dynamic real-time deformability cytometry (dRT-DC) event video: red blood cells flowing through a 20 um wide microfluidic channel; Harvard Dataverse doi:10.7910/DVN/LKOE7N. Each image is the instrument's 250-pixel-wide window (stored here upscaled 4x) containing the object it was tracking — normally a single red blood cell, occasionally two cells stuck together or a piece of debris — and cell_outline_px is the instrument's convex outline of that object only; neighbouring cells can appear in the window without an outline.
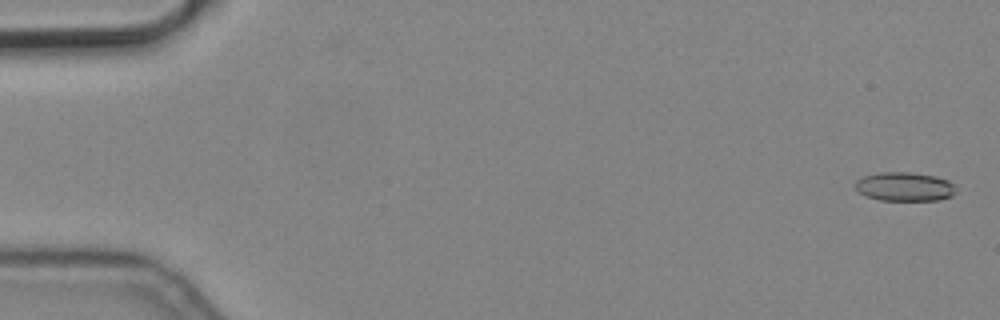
{"species": "common noctule bat (a hibernating species)", "species_latin": "Nyctalus noctula", "temperature_condition": "cold", "stored_images_in_passage": 6, "camera_frame_rate_fps": 3000, "um_per_image_px": 0.085, "animal": {"sex": "male", "body_mass_g": 19.2, "forearm_length_mm": 51.8}, "frame": {"image": 1, "passage_image": 1, "time_ms": 0.0, "image_size_px": [1000, 320], "cell_outline_px": [[956, 192], [952, 196], [940, 200], [880, 200], [864, 196], [856, 188], [856, 180], [864, 176], [880, 172], [908, 172], [936, 176], [948, 180], [956, 188]], "centroid_in_image_um": [76.91, 15.87], "position_along_channel_um": 8.1, "area_um2": 16.99}}